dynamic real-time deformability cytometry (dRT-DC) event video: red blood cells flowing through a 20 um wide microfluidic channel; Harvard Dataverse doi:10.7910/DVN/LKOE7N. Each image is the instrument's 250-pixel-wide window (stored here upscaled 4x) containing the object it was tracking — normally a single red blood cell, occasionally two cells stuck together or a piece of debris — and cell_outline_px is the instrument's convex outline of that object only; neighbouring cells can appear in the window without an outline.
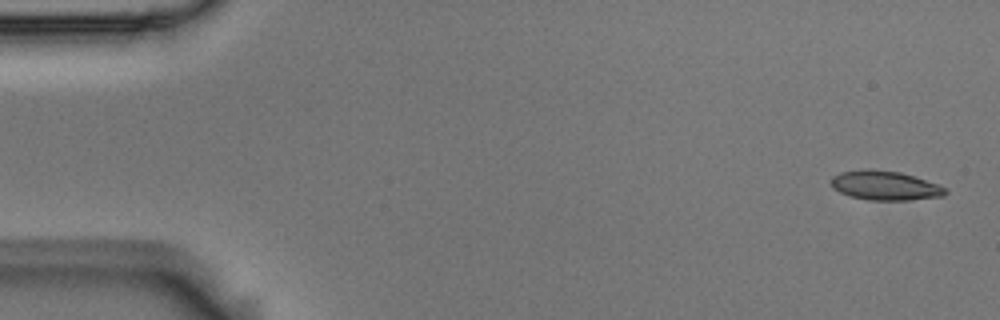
{"species": "Egyptian fruit bat (a non-hibernating species)", "species_latin": "Rousettus aegyptiacus", "temperature_condition": "room temperature", "stored_images_in_passage": 4, "camera_frame_rate_fps": 3000, "um_per_image_px": 0.085, "animal": {"sex": "male"}, "frame": {"image": 1, "passage_image": 1, "time_ms": 0.0, "image_size_px": [1000, 320], "cell_outline_px": [[948, 192], [944, 196], [908, 200], [868, 200], [848, 196], [832, 188], [832, 176], [840, 172], [864, 168], [868, 168], [900, 172], [936, 184], [944, 188]], "centroid_in_image_um": [75.17, 15.77], "position_along_channel_um": 9.8, "area_um2": 19.48}}
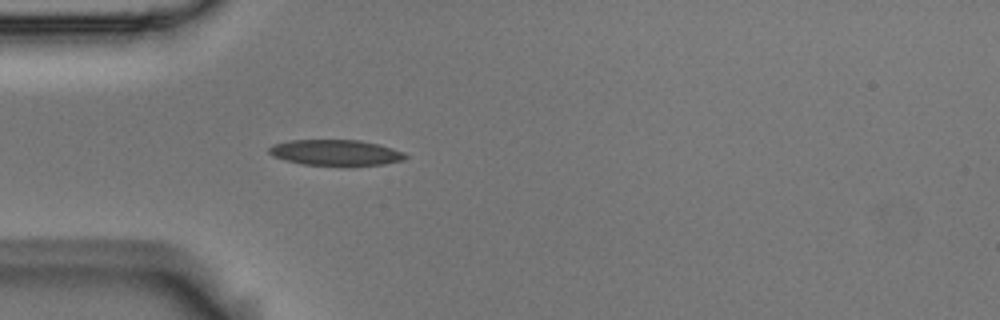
{"frame": {"image": 2, "passage_image": 4, "time_ms": 1.0, "image_size_px": [1000, 320], "cell_outline_px": [[408, 156], [404, 160], [384, 164], [304, 164], [284, 160], [272, 156], [268, 152], [268, 148], [272, 144], [288, 140], [360, 140], [380, 144], [404, 152]], "centroid_in_image_um": [28.5, 12.94], "position_along_channel_um": 56.5, "area_um2": 20.23}}